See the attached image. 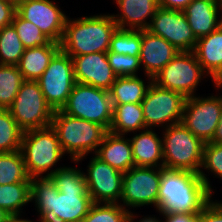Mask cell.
Here are the masks:
<instances>
[{
  "mask_svg": "<svg viewBox=\"0 0 222 222\" xmlns=\"http://www.w3.org/2000/svg\"><path fill=\"white\" fill-rule=\"evenodd\" d=\"M31 202L44 222H81L93 204L84 171L65 165L50 177L31 178Z\"/></svg>",
  "mask_w": 222,
  "mask_h": 222,
  "instance_id": "cell-1",
  "label": "cell"
},
{
  "mask_svg": "<svg viewBox=\"0 0 222 222\" xmlns=\"http://www.w3.org/2000/svg\"><path fill=\"white\" fill-rule=\"evenodd\" d=\"M212 196L199 174L161 168L157 209L160 212L197 214Z\"/></svg>",
  "mask_w": 222,
  "mask_h": 222,
  "instance_id": "cell-2",
  "label": "cell"
},
{
  "mask_svg": "<svg viewBox=\"0 0 222 222\" xmlns=\"http://www.w3.org/2000/svg\"><path fill=\"white\" fill-rule=\"evenodd\" d=\"M111 14L67 17L60 49L69 56H80L94 52H107L111 37L117 29Z\"/></svg>",
  "mask_w": 222,
  "mask_h": 222,
  "instance_id": "cell-3",
  "label": "cell"
},
{
  "mask_svg": "<svg viewBox=\"0 0 222 222\" xmlns=\"http://www.w3.org/2000/svg\"><path fill=\"white\" fill-rule=\"evenodd\" d=\"M51 127L57 133L64 154H69L75 164L82 162L89 153L95 154L109 132L100 124L70 116L62 110L54 111Z\"/></svg>",
  "mask_w": 222,
  "mask_h": 222,
  "instance_id": "cell-4",
  "label": "cell"
},
{
  "mask_svg": "<svg viewBox=\"0 0 222 222\" xmlns=\"http://www.w3.org/2000/svg\"><path fill=\"white\" fill-rule=\"evenodd\" d=\"M20 150L30 178L50 177L63 168L55 166L66 155L61 148L57 133L51 126L24 131Z\"/></svg>",
  "mask_w": 222,
  "mask_h": 222,
  "instance_id": "cell-5",
  "label": "cell"
},
{
  "mask_svg": "<svg viewBox=\"0 0 222 222\" xmlns=\"http://www.w3.org/2000/svg\"><path fill=\"white\" fill-rule=\"evenodd\" d=\"M164 167L200 173L205 143L181 122L162 129Z\"/></svg>",
  "mask_w": 222,
  "mask_h": 222,
  "instance_id": "cell-6",
  "label": "cell"
},
{
  "mask_svg": "<svg viewBox=\"0 0 222 222\" xmlns=\"http://www.w3.org/2000/svg\"><path fill=\"white\" fill-rule=\"evenodd\" d=\"M61 110L70 116L100 124L108 131L110 129L113 103L108 90L76 82Z\"/></svg>",
  "mask_w": 222,
  "mask_h": 222,
  "instance_id": "cell-7",
  "label": "cell"
},
{
  "mask_svg": "<svg viewBox=\"0 0 222 222\" xmlns=\"http://www.w3.org/2000/svg\"><path fill=\"white\" fill-rule=\"evenodd\" d=\"M8 109L23 131L51 126L54 111L47 104L38 81L25 80Z\"/></svg>",
  "mask_w": 222,
  "mask_h": 222,
  "instance_id": "cell-8",
  "label": "cell"
},
{
  "mask_svg": "<svg viewBox=\"0 0 222 222\" xmlns=\"http://www.w3.org/2000/svg\"><path fill=\"white\" fill-rule=\"evenodd\" d=\"M204 78H208V75L203 71L194 52H179L154 76L153 83L179 92L185 97H192Z\"/></svg>",
  "mask_w": 222,
  "mask_h": 222,
  "instance_id": "cell-9",
  "label": "cell"
},
{
  "mask_svg": "<svg viewBox=\"0 0 222 222\" xmlns=\"http://www.w3.org/2000/svg\"><path fill=\"white\" fill-rule=\"evenodd\" d=\"M161 168L135 166L123 173L120 205L126 210L153 206L158 209Z\"/></svg>",
  "mask_w": 222,
  "mask_h": 222,
  "instance_id": "cell-10",
  "label": "cell"
},
{
  "mask_svg": "<svg viewBox=\"0 0 222 222\" xmlns=\"http://www.w3.org/2000/svg\"><path fill=\"white\" fill-rule=\"evenodd\" d=\"M186 97L176 91L164 89L152 82L141 105L146 129L180 123Z\"/></svg>",
  "mask_w": 222,
  "mask_h": 222,
  "instance_id": "cell-11",
  "label": "cell"
},
{
  "mask_svg": "<svg viewBox=\"0 0 222 222\" xmlns=\"http://www.w3.org/2000/svg\"><path fill=\"white\" fill-rule=\"evenodd\" d=\"M37 81L47 104L53 111L61 110L76 83L72 57L60 49Z\"/></svg>",
  "mask_w": 222,
  "mask_h": 222,
  "instance_id": "cell-12",
  "label": "cell"
},
{
  "mask_svg": "<svg viewBox=\"0 0 222 222\" xmlns=\"http://www.w3.org/2000/svg\"><path fill=\"white\" fill-rule=\"evenodd\" d=\"M186 97L181 123L204 143L213 139L222 109V95Z\"/></svg>",
  "mask_w": 222,
  "mask_h": 222,
  "instance_id": "cell-13",
  "label": "cell"
},
{
  "mask_svg": "<svg viewBox=\"0 0 222 222\" xmlns=\"http://www.w3.org/2000/svg\"><path fill=\"white\" fill-rule=\"evenodd\" d=\"M147 30L167 40L179 52H191L197 43L183 11L158 7Z\"/></svg>",
  "mask_w": 222,
  "mask_h": 222,
  "instance_id": "cell-14",
  "label": "cell"
},
{
  "mask_svg": "<svg viewBox=\"0 0 222 222\" xmlns=\"http://www.w3.org/2000/svg\"><path fill=\"white\" fill-rule=\"evenodd\" d=\"M86 170L84 177L93 203H120L123 173L94 154Z\"/></svg>",
  "mask_w": 222,
  "mask_h": 222,
  "instance_id": "cell-15",
  "label": "cell"
},
{
  "mask_svg": "<svg viewBox=\"0 0 222 222\" xmlns=\"http://www.w3.org/2000/svg\"><path fill=\"white\" fill-rule=\"evenodd\" d=\"M54 1L26 0L16 8V13L34 23L53 42L60 44L68 16Z\"/></svg>",
  "mask_w": 222,
  "mask_h": 222,
  "instance_id": "cell-16",
  "label": "cell"
},
{
  "mask_svg": "<svg viewBox=\"0 0 222 222\" xmlns=\"http://www.w3.org/2000/svg\"><path fill=\"white\" fill-rule=\"evenodd\" d=\"M75 81L96 88L110 90L117 75L109 64L106 52L73 56Z\"/></svg>",
  "mask_w": 222,
  "mask_h": 222,
  "instance_id": "cell-17",
  "label": "cell"
},
{
  "mask_svg": "<svg viewBox=\"0 0 222 222\" xmlns=\"http://www.w3.org/2000/svg\"><path fill=\"white\" fill-rule=\"evenodd\" d=\"M179 51L161 36H157L147 29L141 30L140 63L147 76H154L163 69Z\"/></svg>",
  "mask_w": 222,
  "mask_h": 222,
  "instance_id": "cell-18",
  "label": "cell"
},
{
  "mask_svg": "<svg viewBox=\"0 0 222 222\" xmlns=\"http://www.w3.org/2000/svg\"><path fill=\"white\" fill-rule=\"evenodd\" d=\"M183 12L197 39L209 35L222 25L220 0H192Z\"/></svg>",
  "mask_w": 222,
  "mask_h": 222,
  "instance_id": "cell-19",
  "label": "cell"
},
{
  "mask_svg": "<svg viewBox=\"0 0 222 222\" xmlns=\"http://www.w3.org/2000/svg\"><path fill=\"white\" fill-rule=\"evenodd\" d=\"M113 2L116 3L120 13L111 15L120 29H148L159 7L157 0H113Z\"/></svg>",
  "mask_w": 222,
  "mask_h": 222,
  "instance_id": "cell-20",
  "label": "cell"
},
{
  "mask_svg": "<svg viewBox=\"0 0 222 222\" xmlns=\"http://www.w3.org/2000/svg\"><path fill=\"white\" fill-rule=\"evenodd\" d=\"M94 155L121 173L135 167L130 138L125 135L108 132Z\"/></svg>",
  "mask_w": 222,
  "mask_h": 222,
  "instance_id": "cell-21",
  "label": "cell"
},
{
  "mask_svg": "<svg viewBox=\"0 0 222 222\" xmlns=\"http://www.w3.org/2000/svg\"><path fill=\"white\" fill-rule=\"evenodd\" d=\"M130 138L135 166L164 167L162 136L153 129L139 131Z\"/></svg>",
  "mask_w": 222,
  "mask_h": 222,
  "instance_id": "cell-22",
  "label": "cell"
},
{
  "mask_svg": "<svg viewBox=\"0 0 222 222\" xmlns=\"http://www.w3.org/2000/svg\"><path fill=\"white\" fill-rule=\"evenodd\" d=\"M193 52L203 71L214 83L222 75V25L209 35L197 39Z\"/></svg>",
  "mask_w": 222,
  "mask_h": 222,
  "instance_id": "cell-23",
  "label": "cell"
},
{
  "mask_svg": "<svg viewBox=\"0 0 222 222\" xmlns=\"http://www.w3.org/2000/svg\"><path fill=\"white\" fill-rule=\"evenodd\" d=\"M59 50L60 44L53 41L47 46L25 48L17 65L23 78L25 80L37 81Z\"/></svg>",
  "mask_w": 222,
  "mask_h": 222,
  "instance_id": "cell-24",
  "label": "cell"
},
{
  "mask_svg": "<svg viewBox=\"0 0 222 222\" xmlns=\"http://www.w3.org/2000/svg\"><path fill=\"white\" fill-rule=\"evenodd\" d=\"M145 129L141 103L113 104V115L109 132L126 136L128 133H135Z\"/></svg>",
  "mask_w": 222,
  "mask_h": 222,
  "instance_id": "cell-25",
  "label": "cell"
},
{
  "mask_svg": "<svg viewBox=\"0 0 222 222\" xmlns=\"http://www.w3.org/2000/svg\"><path fill=\"white\" fill-rule=\"evenodd\" d=\"M145 80H148L147 84ZM145 80L141 76L117 77L109 90L112 103H141L153 82V78L147 76Z\"/></svg>",
  "mask_w": 222,
  "mask_h": 222,
  "instance_id": "cell-26",
  "label": "cell"
},
{
  "mask_svg": "<svg viewBox=\"0 0 222 222\" xmlns=\"http://www.w3.org/2000/svg\"><path fill=\"white\" fill-rule=\"evenodd\" d=\"M29 202H31V182L0 185V207L10 215L23 214V207Z\"/></svg>",
  "mask_w": 222,
  "mask_h": 222,
  "instance_id": "cell-27",
  "label": "cell"
},
{
  "mask_svg": "<svg viewBox=\"0 0 222 222\" xmlns=\"http://www.w3.org/2000/svg\"><path fill=\"white\" fill-rule=\"evenodd\" d=\"M31 182L21 150L0 153V185Z\"/></svg>",
  "mask_w": 222,
  "mask_h": 222,
  "instance_id": "cell-28",
  "label": "cell"
},
{
  "mask_svg": "<svg viewBox=\"0 0 222 222\" xmlns=\"http://www.w3.org/2000/svg\"><path fill=\"white\" fill-rule=\"evenodd\" d=\"M25 79L15 65H0V108L8 109Z\"/></svg>",
  "mask_w": 222,
  "mask_h": 222,
  "instance_id": "cell-29",
  "label": "cell"
},
{
  "mask_svg": "<svg viewBox=\"0 0 222 222\" xmlns=\"http://www.w3.org/2000/svg\"><path fill=\"white\" fill-rule=\"evenodd\" d=\"M23 132L9 109L0 108V153L20 150Z\"/></svg>",
  "mask_w": 222,
  "mask_h": 222,
  "instance_id": "cell-30",
  "label": "cell"
},
{
  "mask_svg": "<svg viewBox=\"0 0 222 222\" xmlns=\"http://www.w3.org/2000/svg\"><path fill=\"white\" fill-rule=\"evenodd\" d=\"M24 51L25 47L12 24L0 29V65L17 66Z\"/></svg>",
  "mask_w": 222,
  "mask_h": 222,
  "instance_id": "cell-31",
  "label": "cell"
},
{
  "mask_svg": "<svg viewBox=\"0 0 222 222\" xmlns=\"http://www.w3.org/2000/svg\"><path fill=\"white\" fill-rule=\"evenodd\" d=\"M203 170L213 173L214 177L222 180V143L208 142L204 145L203 163L199 173L207 190L213 195L212 184H210V174H205Z\"/></svg>",
  "mask_w": 222,
  "mask_h": 222,
  "instance_id": "cell-32",
  "label": "cell"
},
{
  "mask_svg": "<svg viewBox=\"0 0 222 222\" xmlns=\"http://www.w3.org/2000/svg\"><path fill=\"white\" fill-rule=\"evenodd\" d=\"M141 50V30L117 28L113 33L109 51L117 54L139 56Z\"/></svg>",
  "mask_w": 222,
  "mask_h": 222,
  "instance_id": "cell-33",
  "label": "cell"
},
{
  "mask_svg": "<svg viewBox=\"0 0 222 222\" xmlns=\"http://www.w3.org/2000/svg\"><path fill=\"white\" fill-rule=\"evenodd\" d=\"M129 215L119 203H93L81 222H127Z\"/></svg>",
  "mask_w": 222,
  "mask_h": 222,
  "instance_id": "cell-34",
  "label": "cell"
},
{
  "mask_svg": "<svg viewBox=\"0 0 222 222\" xmlns=\"http://www.w3.org/2000/svg\"><path fill=\"white\" fill-rule=\"evenodd\" d=\"M11 24L15 27L25 48L47 46L52 42L34 23L22 19L17 13Z\"/></svg>",
  "mask_w": 222,
  "mask_h": 222,
  "instance_id": "cell-35",
  "label": "cell"
},
{
  "mask_svg": "<svg viewBox=\"0 0 222 222\" xmlns=\"http://www.w3.org/2000/svg\"><path fill=\"white\" fill-rule=\"evenodd\" d=\"M106 55L109 64L117 77L138 76V71L140 72V68L142 71L139 56L117 54L110 52L109 50L106 52Z\"/></svg>",
  "mask_w": 222,
  "mask_h": 222,
  "instance_id": "cell-36",
  "label": "cell"
},
{
  "mask_svg": "<svg viewBox=\"0 0 222 222\" xmlns=\"http://www.w3.org/2000/svg\"><path fill=\"white\" fill-rule=\"evenodd\" d=\"M201 222H222V201L213 198L200 211Z\"/></svg>",
  "mask_w": 222,
  "mask_h": 222,
  "instance_id": "cell-37",
  "label": "cell"
},
{
  "mask_svg": "<svg viewBox=\"0 0 222 222\" xmlns=\"http://www.w3.org/2000/svg\"><path fill=\"white\" fill-rule=\"evenodd\" d=\"M15 13L16 8L12 4L0 0V29L11 25Z\"/></svg>",
  "mask_w": 222,
  "mask_h": 222,
  "instance_id": "cell-38",
  "label": "cell"
},
{
  "mask_svg": "<svg viewBox=\"0 0 222 222\" xmlns=\"http://www.w3.org/2000/svg\"><path fill=\"white\" fill-rule=\"evenodd\" d=\"M164 218V222H201L200 212L197 214H182V213H162L157 210Z\"/></svg>",
  "mask_w": 222,
  "mask_h": 222,
  "instance_id": "cell-39",
  "label": "cell"
},
{
  "mask_svg": "<svg viewBox=\"0 0 222 222\" xmlns=\"http://www.w3.org/2000/svg\"><path fill=\"white\" fill-rule=\"evenodd\" d=\"M192 0H157L158 6L171 10L183 11Z\"/></svg>",
  "mask_w": 222,
  "mask_h": 222,
  "instance_id": "cell-40",
  "label": "cell"
},
{
  "mask_svg": "<svg viewBox=\"0 0 222 222\" xmlns=\"http://www.w3.org/2000/svg\"><path fill=\"white\" fill-rule=\"evenodd\" d=\"M213 143H222V109L220 113L219 123L215 132L213 139L211 140Z\"/></svg>",
  "mask_w": 222,
  "mask_h": 222,
  "instance_id": "cell-41",
  "label": "cell"
},
{
  "mask_svg": "<svg viewBox=\"0 0 222 222\" xmlns=\"http://www.w3.org/2000/svg\"><path fill=\"white\" fill-rule=\"evenodd\" d=\"M7 222H34V220H29V219H25L22 217V214L21 215H11L9 218H8V221ZM37 222H44L41 218L38 217V221Z\"/></svg>",
  "mask_w": 222,
  "mask_h": 222,
  "instance_id": "cell-42",
  "label": "cell"
},
{
  "mask_svg": "<svg viewBox=\"0 0 222 222\" xmlns=\"http://www.w3.org/2000/svg\"><path fill=\"white\" fill-rule=\"evenodd\" d=\"M163 218L159 219V218H156L155 216H144L142 219L140 217V220H137V222H164L162 220Z\"/></svg>",
  "mask_w": 222,
  "mask_h": 222,
  "instance_id": "cell-43",
  "label": "cell"
},
{
  "mask_svg": "<svg viewBox=\"0 0 222 222\" xmlns=\"http://www.w3.org/2000/svg\"><path fill=\"white\" fill-rule=\"evenodd\" d=\"M11 215L3 208L0 207V222H7Z\"/></svg>",
  "mask_w": 222,
  "mask_h": 222,
  "instance_id": "cell-44",
  "label": "cell"
},
{
  "mask_svg": "<svg viewBox=\"0 0 222 222\" xmlns=\"http://www.w3.org/2000/svg\"><path fill=\"white\" fill-rule=\"evenodd\" d=\"M5 2H8L9 4H12L15 8L20 6L23 2L26 0H4Z\"/></svg>",
  "mask_w": 222,
  "mask_h": 222,
  "instance_id": "cell-45",
  "label": "cell"
},
{
  "mask_svg": "<svg viewBox=\"0 0 222 222\" xmlns=\"http://www.w3.org/2000/svg\"><path fill=\"white\" fill-rule=\"evenodd\" d=\"M214 87L216 88V90H218L219 92V89L222 88V75L213 83Z\"/></svg>",
  "mask_w": 222,
  "mask_h": 222,
  "instance_id": "cell-46",
  "label": "cell"
},
{
  "mask_svg": "<svg viewBox=\"0 0 222 222\" xmlns=\"http://www.w3.org/2000/svg\"><path fill=\"white\" fill-rule=\"evenodd\" d=\"M139 217V215H135L134 211L131 212L130 210V215H129V219L127 220V222H136L135 219L137 220V218Z\"/></svg>",
  "mask_w": 222,
  "mask_h": 222,
  "instance_id": "cell-47",
  "label": "cell"
},
{
  "mask_svg": "<svg viewBox=\"0 0 222 222\" xmlns=\"http://www.w3.org/2000/svg\"><path fill=\"white\" fill-rule=\"evenodd\" d=\"M221 2V17H222V1H220Z\"/></svg>",
  "mask_w": 222,
  "mask_h": 222,
  "instance_id": "cell-48",
  "label": "cell"
}]
</instances>
